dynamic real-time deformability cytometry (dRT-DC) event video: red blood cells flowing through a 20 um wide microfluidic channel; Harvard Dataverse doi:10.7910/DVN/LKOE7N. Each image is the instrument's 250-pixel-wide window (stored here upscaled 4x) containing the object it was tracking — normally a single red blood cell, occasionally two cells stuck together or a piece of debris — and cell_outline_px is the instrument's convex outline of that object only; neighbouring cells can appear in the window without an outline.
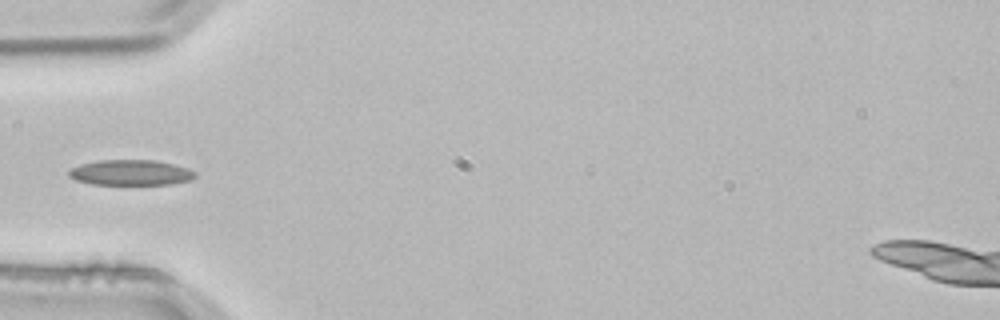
{"species": "common noctule bat (a hibernating species)", "species_latin": "Nyctalus noctula", "temperature_condition": "room temperature", "stored_images_in_passage": 3, "camera_frame_rate_fps": 3000, "um_per_image_px": 0.085, "animal": {"sex": "male", "body_mass_g": 21.5, "forearm_length_mm": 52.0}, "frame": {"image": 1, "passage_image": 3, "time_ms": 0.667, "image_size_px": [1000, 320], "cell_outline_px": [[196, 176], [188, 180], [172, 184], [92, 184], [76, 180], [68, 176], [68, 172], [72, 168], [80, 164], [100, 160], [156, 160], [188, 168], [196, 172]], "centroid_in_image_um": [11.1, 14.66], "position_along_channel_um": 73.9, "area_um2": 18.61}}